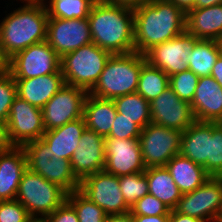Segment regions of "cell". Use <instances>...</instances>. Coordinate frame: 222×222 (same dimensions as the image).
I'll return each instance as SVG.
<instances>
[{
	"instance_id": "1",
	"label": "cell",
	"mask_w": 222,
	"mask_h": 222,
	"mask_svg": "<svg viewBox=\"0 0 222 222\" xmlns=\"http://www.w3.org/2000/svg\"><path fill=\"white\" fill-rule=\"evenodd\" d=\"M133 14L134 51L142 55L186 31V13L168 0H141Z\"/></svg>"
},
{
	"instance_id": "2",
	"label": "cell",
	"mask_w": 222,
	"mask_h": 222,
	"mask_svg": "<svg viewBox=\"0 0 222 222\" xmlns=\"http://www.w3.org/2000/svg\"><path fill=\"white\" fill-rule=\"evenodd\" d=\"M92 42L113 54L134 52L133 7L96 0L88 14Z\"/></svg>"
},
{
	"instance_id": "3",
	"label": "cell",
	"mask_w": 222,
	"mask_h": 222,
	"mask_svg": "<svg viewBox=\"0 0 222 222\" xmlns=\"http://www.w3.org/2000/svg\"><path fill=\"white\" fill-rule=\"evenodd\" d=\"M0 23V47L10 59L17 52L32 44L46 40L48 13L44 1H25Z\"/></svg>"
},
{
	"instance_id": "4",
	"label": "cell",
	"mask_w": 222,
	"mask_h": 222,
	"mask_svg": "<svg viewBox=\"0 0 222 222\" xmlns=\"http://www.w3.org/2000/svg\"><path fill=\"white\" fill-rule=\"evenodd\" d=\"M146 62L145 55L136 51L111 55L98 81L88 93L94 97L109 100L135 93L140 70Z\"/></svg>"
},
{
	"instance_id": "5",
	"label": "cell",
	"mask_w": 222,
	"mask_h": 222,
	"mask_svg": "<svg viewBox=\"0 0 222 222\" xmlns=\"http://www.w3.org/2000/svg\"><path fill=\"white\" fill-rule=\"evenodd\" d=\"M112 54L93 42L61 58V71L65 84L90 91L99 79Z\"/></svg>"
},
{
	"instance_id": "6",
	"label": "cell",
	"mask_w": 222,
	"mask_h": 222,
	"mask_svg": "<svg viewBox=\"0 0 222 222\" xmlns=\"http://www.w3.org/2000/svg\"><path fill=\"white\" fill-rule=\"evenodd\" d=\"M66 196L67 193L57 184L26 169L18 187L16 200L27 209L32 218H45L66 200Z\"/></svg>"
},
{
	"instance_id": "7",
	"label": "cell",
	"mask_w": 222,
	"mask_h": 222,
	"mask_svg": "<svg viewBox=\"0 0 222 222\" xmlns=\"http://www.w3.org/2000/svg\"><path fill=\"white\" fill-rule=\"evenodd\" d=\"M22 148L28 170L57 184L67 194L79 190L80 181L72 171L70 160L55 158L42 139L26 143Z\"/></svg>"
},
{
	"instance_id": "8",
	"label": "cell",
	"mask_w": 222,
	"mask_h": 222,
	"mask_svg": "<svg viewBox=\"0 0 222 222\" xmlns=\"http://www.w3.org/2000/svg\"><path fill=\"white\" fill-rule=\"evenodd\" d=\"M174 210L205 222H221L222 177H209L202 186L182 194Z\"/></svg>"
},
{
	"instance_id": "9",
	"label": "cell",
	"mask_w": 222,
	"mask_h": 222,
	"mask_svg": "<svg viewBox=\"0 0 222 222\" xmlns=\"http://www.w3.org/2000/svg\"><path fill=\"white\" fill-rule=\"evenodd\" d=\"M181 136L180 130L147 124L138 138L144 166H165L173 156L180 154Z\"/></svg>"
},
{
	"instance_id": "10",
	"label": "cell",
	"mask_w": 222,
	"mask_h": 222,
	"mask_svg": "<svg viewBox=\"0 0 222 222\" xmlns=\"http://www.w3.org/2000/svg\"><path fill=\"white\" fill-rule=\"evenodd\" d=\"M7 70L14 79L44 76L61 70V58L45 40L14 54Z\"/></svg>"
},
{
	"instance_id": "11",
	"label": "cell",
	"mask_w": 222,
	"mask_h": 222,
	"mask_svg": "<svg viewBox=\"0 0 222 222\" xmlns=\"http://www.w3.org/2000/svg\"><path fill=\"white\" fill-rule=\"evenodd\" d=\"M79 191L107 215L130 212V207L120 191L119 177L104 170L81 180Z\"/></svg>"
},
{
	"instance_id": "12",
	"label": "cell",
	"mask_w": 222,
	"mask_h": 222,
	"mask_svg": "<svg viewBox=\"0 0 222 222\" xmlns=\"http://www.w3.org/2000/svg\"><path fill=\"white\" fill-rule=\"evenodd\" d=\"M85 89L64 84L41 109L46 131L83 117L84 103L88 95Z\"/></svg>"
},
{
	"instance_id": "13",
	"label": "cell",
	"mask_w": 222,
	"mask_h": 222,
	"mask_svg": "<svg viewBox=\"0 0 222 222\" xmlns=\"http://www.w3.org/2000/svg\"><path fill=\"white\" fill-rule=\"evenodd\" d=\"M6 125L11 143L17 147L41 139L46 131L41 109L18 96L11 105Z\"/></svg>"
},
{
	"instance_id": "14",
	"label": "cell",
	"mask_w": 222,
	"mask_h": 222,
	"mask_svg": "<svg viewBox=\"0 0 222 222\" xmlns=\"http://www.w3.org/2000/svg\"><path fill=\"white\" fill-rule=\"evenodd\" d=\"M46 42L62 58L65 54L92 42L88 18H48Z\"/></svg>"
},
{
	"instance_id": "15",
	"label": "cell",
	"mask_w": 222,
	"mask_h": 222,
	"mask_svg": "<svg viewBox=\"0 0 222 222\" xmlns=\"http://www.w3.org/2000/svg\"><path fill=\"white\" fill-rule=\"evenodd\" d=\"M199 39L187 31L169 41L154 46L146 54L147 62L168 76L188 70L187 56Z\"/></svg>"
},
{
	"instance_id": "16",
	"label": "cell",
	"mask_w": 222,
	"mask_h": 222,
	"mask_svg": "<svg viewBox=\"0 0 222 222\" xmlns=\"http://www.w3.org/2000/svg\"><path fill=\"white\" fill-rule=\"evenodd\" d=\"M151 123L185 131L195 117L188 101L180 99L169 86L150 102Z\"/></svg>"
},
{
	"instance_id": "17",
	"label": "cell",
	"mask_w": 222,
	"mask_h": 222,
	"mask_svg": "<svg viewBox=\"0 0 222 222\" xmlns=\"http://www.w3.org/2000/svg\"><path fill=\"white\" fill-rule=\"evenodd\" d=\"M103 170L117 177L144 172L146 167L138 139L105 138Z\"/></svg>"
},
{
	"instance_id": "18",
	"label": "cell",
	"mask_w": 222,
	"mask_h": 222,
	"mask_svg": "<svg viewBox=\"0 0 222 222\" xmlns=\"http://www.w3.org/2000/svg\"><path fill=\"white\" fill-rule=\"evenodd\" d=\"M70 164L79 181L102 171L105 166V138L86 128L73 152Z\"/></svg>"
},
{
	"instance_id": "19",
	"label": "cell",
	"mask_w": 222,
	"mask_h": 222,
	"mask_svg": "<svg viewBox=\"0 0 222 222\" xmlns=\"http://www.w3.org/2000/svg\"><path fill=\"white\" fill-rule=\"evenodd\" d=\"M196 121H222V87L212 77H199L190 103Z\"/></svg>"
},
{
	"instance_id": "20",
	"label": "cell",
	"mask_w": 222,
	"mask_h": 222,
	"mask_svg": "<svg viewBox=\"0 0 222 222\" xmlns=\"http://www.w3.org/2000/svg\"><path fill=\"white\" fill-rule=\"evenodd\" d=\"M17 96L42 109L65 84L62 71L28 79H15Z\"/></svg>"
},
{
	"instance_id": "21",
	"label": "cell",
	"mask_w": 222,
	"mask_h": 222,
	"mask_svg": "<svg viewBox=\"0 0 222 222\" xmlns=\"http://www.w3.org/2000/svg\"><path fill=\"white\" fill-rule=\"evenodd\" d=\"M186 31L200 40L222 41V3L191 9L186 13Z\"/></svg>"
},
{
	"instance_id": "22",
	"label": "cell",
	"mask_w": 222,
	"mask_h": 222,
	"mask_svg": "<svg viewBox=\"0 0 222 222\" xmlns=\"http://www.w3.org/2000/svg\"><path fill=\"white\" fill-rule=\"evenodd\" d=\"M26 169V156L22 147L14 146L10 151L0 154V201L16 199Z\"/></svg>"
},
{
	"instance_id": "23",
	"label": "cell",
	"mask_w": 222,
	"mask_h": 222,
	"mask_svg": "<svg viewBox=\"0 0 222 222\" xmlns=\"http://www.w3.org/2000/svg\"><path fill=\"white\" fill-rule=\"evenodd\" d=\"M86 128L85 120L81 117L45 131L41 139L49 146V152L55 158L70 160Z\"/></svg>"
},
{
	"instance_id": "24",
	"label": "cell",
	"mask_w": 222,
	"mask_h": 222,
	"mask_svg": "<svg viewBox=\"0 0 222 222\" xmlns=\"http://www.w3.org/2000/svg\"><path fill=\"white\" fill-rule=\"evenodd\" d=\"M180 154L203 166L207 173V158H210V122L195 120L182 132Z\"/></svg>"
},
{
	"instance_id": "25",
	"label": "cell",
	"mask_w": 222,
	"mask_h": 222,
	"mask_svg": "<svg viewBox=\"0 0 222 222\" xmlns=\"http://www.w3.org/2000/svg\"><path fill=\"white\" fill-rule=\"evenodd\" d=\"M165 167L182 194L194 191L210 177L203 166L181 154L173 156Z\"/></svg>"
},
{
	"instance_id": "26",
	"label": "cell",
	"mask_w": 222,
	"mask_h": 222,
	"mask_svg": "<svg viewBox=\"0 0 222 222\" xmlns=\"http://www.w3.org/2000/svg\"><path fill=\"white\" fill-rule=\"evenodd\" d=\"M116 114L117 109L113 100L87 95L83 111L87 129L98 133L104 138L108 137Z\"/></svg>"
},
{
	"instance_id": "27",
	"label": "cell",
	"mask_w": 222,
	"mask_h": 222,
	"mask_svg": "<svg viewBox=\"0 0 222 222\" xmlns=\"http://www.w3.org/2000/svg\"><path fill=\"white\" fill-rule=\"evenodd\" d=\"M148 180L149 194L174 210L182 193L165 166L148 167L144 171Z\"/></svg>"
},
{
	"instance_id": "28",
	"label": "cell",
	"mask_w": 222,
	"mask_h": 222,
	"mask_svg": "<svg viewBox=\"0 0 222 222\" xmlns=\"http://www.w3.org/2000/svg\"><path fill=\"white\" fill-rule=\"evenodd\" d=\"M222 53L220 42L214 40H198L192 52L187 56L188 70L198 77L211 76V71Z\"/></svg>"
},
{
	"instance_id": "29",
	"label": "cell",
	"mask_w": 222,
	"mask_h": 222,
	"mask_svg": "<svg viewBox=\"0 0 222 222\" xmlns=\"http://www.w3.org/2000/svg\"><path fill=\"white\" fill-rule=\"evenodd\" d=\"M113 101L117 113L133 120L141 129L151 123L150 102L137 92L116 97Z\"/></svg>"
},
{
	"instance_id": "30",
	"label": "cell",
	"mask_w": 222,
	"mask_h": 222,
	"mask_svg": "<svg viewBox=\"0 0 222 222\" xmlns=\"http://www.w3.org/2000/svg\"><path fill=\"white\" fill-rule=\"evenodd\" d=\"M168 87L169 76L164 71L148 62L142 66L136 91L138 94L151 102Z\"/></svg>"
},
{
	"instance_id": "31",
	"label": "cell",
	"mask_w": 222,
	"mask_h": 222,
	"mask_svg": "<svg viewBox=\"0 0 222 222\" xmlns=\"http://www.w3.org/2000/svg\"><path fill=\"white\" fill-rule=\"evenodd\" d=\"M49 18L84 19L88 18L96 0H43ZM48 3V5L46 4Z\"/></svg>"
},
{
	"instance_id": "32",
	"label": "cell",
	"mask_w": 222,
	"mask_h": 222,
	"mask_svg": "<svg viewBox=\"0 0 222 222\" xmlns=\"http://www.w3.org/2000/svg\"><path fill=\"white\" fill-rule=\"evenodd\" d=\"M66 200L74 207L79 222H104L107 214L79 190L67 194Z\"/></svg>"
},
{
	"instance_id": "33",
	"label": "cell",
	"mask_w": 222,
	"mask_h": 222,
	"mask_svg": "<svg viewBox=\"0 0 222 222\" xmlns=\"http://www.w3.org/2000/svg\"><path fill=\"white\" fill-rule=\"evenodd\" d=\"M120 191L129 207L149 194L148 180L144 172L119 176Z\"/></svg>"
},
{
	"instance_id": "34",
	"label": "cell",
	"mask_w": 222,
	"mask_h": 222,
	"mask_svg": "<svg viewBox=\"0 0 222 222\" xmlns=\"http://www.w3.org/2000/svg\"><path fill=\"white\" fill-rule=\"evenodd\" d=\"M207 174L222 177V124L210 122V158H207Z\"/></svg>"
},
{
	"instance_id": "35",
	"label": "cell",
	"mask_w": 222,
	"mask_h": 222,
	"mask_svg": "<svg viewBox=\"0 0 222 222\" xmlns=\"http://www.w3.org/2000/svg\"><path fill=\"white\" fill-rule=\"evenodd\" d=\"M198 80L199 77L195 73L191 70H186L169 76V86L180 99L191 103Z\"/></svg>"
},
{
	"instance_id": "36",
	"label": "cell",
	"mask_w": 222,
	"mask_h": 222,
	"mask_svg": "<svg viewBox=\"0 0 222 222\" xmlns=\"http://www.w3.org/2000/svg\"><path fill=\"white\" fill-rule=\"evenodd\" d=\"M16 97L15 79L8 70L0 72V122L6 123L11 105Z\"/></svg>"
},
{
	"instance_id": "37",
	"label": "cell",
	"mask_w": 222,
	"mask_h": 222,
	"mask_svg": "<svg viewBox=\"0 0 222 222\" xmlns=\"http://www.w3.org/2000/svg\"><path fill=\"white\" fill-rule=\"evenodd\" d=\"M170 209L158 198L147 194L130 207L132 215L158 216L169 215Z\"/></svg>"
},
{
	"instance_id": "38",
	"label": "cell",
	"mask_w": 222,
	"mask_h": 222,
	"mask_svg": "<svg viewBox=\"0 0 222 222\" xmlns=\"http://www.w3.org/2000/svg\"><path fill=\"white\" fill-rule=\"evenodd\" d=\"M141 130L133 120L123 117V114L117 113L110 134L106 138L138 139Z\"/></svg>"
},
{
	"instance_id": "39",
	"label": "cell",
	"mask_w": 222,
	"mask_h": 222,
	"mask_svg": "<svg viewBox=\"0 0 222 222\" xmlns=\"http://www.w3.org/2000/svg\"><path fill=\"white\" fill-rule=\"evenodd\" d=\"M27 209L16 199L0 201V222H31Z\"/></svg>"
},
{
	"instance_id": "40",
	"label": "cell",
	"mask_w": 222,
	"mask_h": 222,
	"mask_svg": "<svg viewBox=\"0 0 222 222\" xmlns=\"http://www.w3.org/2000/svg\"><path fill=\"white\" fill-rule=\"evenodd\" d=\"M48 222H79L74 207L65 200L52 214L45 217Z\"/></svg>"
},
{
	"instance_id": "41",
	"label": "cell",
	"mask_w": 222,
	"mask_h": 222,
	"mask_svg": "<svg viewBox=\"0 0 222 222\" xmlns=\"http://www.w3.org/2000/svg\"><path fill=\"white\" fill-rule=\"evenodd\" d=\"M13 147L6 123L0 122V154L10 151Z\"/></svg>"
},
{
	"instance_id": "42",
	"label": "cell",
	"mask_w": 222,
	"mask_h": 222,
	"mask_svg": "<svg viewBox=\"0 0 222 222\" xmlns=\"http://www.w3.org/2000/svg\"><path fill=\"white\" fill-rule=\"evenodd\" d=\"M169 222H205V221L202 219L191 217L189 215L180 214L175 210H170Z\"/></svg>"
},
{
	"instance_id": "43",
	"label": "cell",
	"mask_w": 222,
	"mask_h": 222,
	"mask_svg": "<svg viewBox=\"0 0 222 222\" xmlns=\"http://www.w3.org/2000/svg\"><path fill=\"white\" fill-rule=\"evenodd\" d=\"M133 222H169V215H133Z\"/></svg>"
},
{
	"instance_id": "44",
	"label": "cell",
	"mask_w": 222,
	"mask_h": 222,
	"mask_svg": "<svg viewBox=\"0 0 222 222\" xmlns=\"http://www.w3.org/2000/svg\"><path fill=\"white\" fill-rule=\"evenodd\" d=\"M104 222H133V215L130 212L124 214L107 215Z\"/></svg>"
},
{
	"instance_id": "45",
	"label": "cell",
	"mask_w": 222,
	"mask_h": 222,
	"mask_svg": "<svg viewBox=\"0 0 222 222\" xmlns=\"http://www.w3.org/2000/svg\"><path fill=\"white\" fill-rule=\"evenodd\" d=\"M211 76L220 84L222 87V53L217 59L215 65L212 68Z\"/></svg>"
},
{
	"instance_id": "46",
	"label": "cell",
	"mask_w": 222,
	"mask_h": 222,
	"mask_svg": "<svg viewBox=\"0 0 222 222\" xmlns=\"http://www.w3.org/2000/svg\"><path fill=\"white\" fill-rule=\"evenodd\" d=\"M178 6L185 13L194 8L195 0H168Z\"/></svg>"
},
{
	"instance_id": "47",
	"label": "cell",
	"mask_w": 222,
	"mask_h": 222,
	"mask_svg": "<svg viewBox=\"0 0 222 222\" xmlns=\"http://www.w3.org/2000/svg\"><path fill=\"white\" fill-rule=\"evenodd\" d=\"M221 3L222 0H195L193 9L210 7Z\"/></svg>"
},
{
	"instance_id": "48",
	"label": "cell",
	"mask_w": 222,
	"mask_h": 222,
	"mask_svg": "<svg viewBox=\"0 0 222 222\" xmlns=\"http://www.w3.org/2000/svg\"><path fill=\"white\" fill-rule=\"evenodd\" d=\"M105 3L125 4L129 6H136L141 0H99Z\"/></svg>"
},
{
	"instance_id": "49",
	"label": "cell",
	"mask_w": 222,
	"mask_h": 222,
	"mask_svg": "<svg viewBox=\"0 0 222 222\" xmlns=\"http://www.w3.org/2000/svg\"><path fill=\"white\" fill-rule=\"evenodd\" d=\"M8 69V60L3 55L1 47H0V72L5 71Z\"/></svg>"
},
{
	"instance_id": "50",
	"label": "cell",
	"mask_w": 222,
	"mask_h": 222,
	"mask_svg": "<svg viewBox=\"0 0 222 222\" xmlns=\"http://www.w3.org/2000/svg\"><path fill=\"white\" fill-rule=\"evenodd\" d=\"M31 222H48L45 218H32Z\"/></svg>"
}]
</instances>
